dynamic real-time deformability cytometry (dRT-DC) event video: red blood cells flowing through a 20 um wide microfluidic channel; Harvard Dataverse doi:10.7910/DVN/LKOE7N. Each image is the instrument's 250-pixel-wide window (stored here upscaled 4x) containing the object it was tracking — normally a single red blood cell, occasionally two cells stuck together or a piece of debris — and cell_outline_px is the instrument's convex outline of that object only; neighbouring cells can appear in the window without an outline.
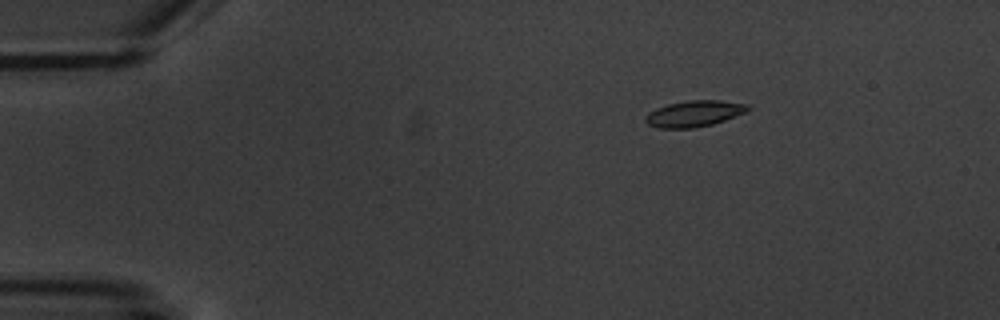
{"species": "common noctule bat (a hibernating species)", "species_latin": "Nyctalus noctula", "temperature_condition": "warm", "stored_images_in_passage": 5, "camera_frame_rate_fps": 3000, "um_per_image_px": 0.085, "animal": {"sex": "male", "body_mass_g": 20.1, "forearm_length_mm": 53.5}, "frame": {"image": 1, "passage_image": 3, "time_ms": 2.333, "image_size_px": [1000, 320], "cell_outline_px": [[752, 108], [744, 112], [724, 120], [712, 124], [692, 128], [660, 128], [648, 124], [644, 120], [648, 112], [656, 108], [668, 104], [688, 100], [720, 100], [748, 104]], "centroid_in_image_um": [58.99, 9.65], "position_along_channel_um": 26.0, "area_um2": 15.49}}